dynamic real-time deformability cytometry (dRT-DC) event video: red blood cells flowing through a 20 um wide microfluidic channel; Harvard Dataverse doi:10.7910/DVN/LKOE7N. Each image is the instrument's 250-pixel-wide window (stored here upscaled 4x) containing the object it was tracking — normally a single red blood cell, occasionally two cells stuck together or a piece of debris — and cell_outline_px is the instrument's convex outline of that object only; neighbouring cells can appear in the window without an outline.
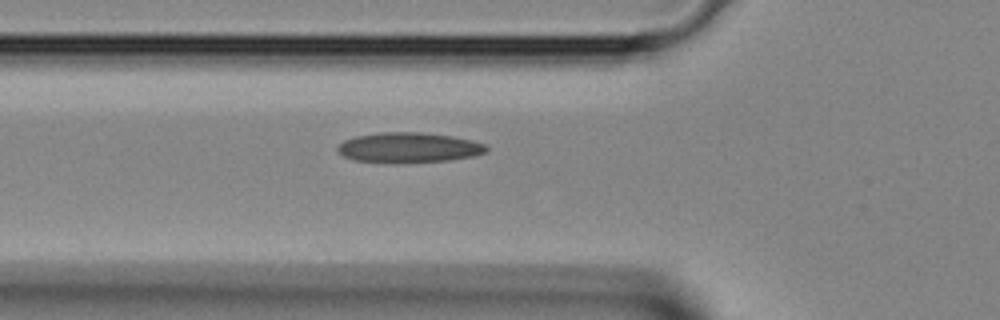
{"species": "Egyptian fruit bat (a non-hibernating species)", "species_latin": "Rousettus aegyptiacus", "temperature_condition": "room temperature", "stored_images_in_passage": 3, "camera_frame_rate_fps": 3000, "um_per_image_px": 0.085, "animal": {"sex": "female"}, "frame": {"image": 1, "passage_image": 3, "time_ms": 0.667, "image_size_px": [1000, 320], "cell_outline_px": [[488, 152], [472, 156], [448, 160], [408, 164], [388, 164], [356, 160], [344, 156], [336, 148], [344, 140], [356, 136], [380, 132], [424, 132], [452, 136], [472, 140], [484, 144], [488, 148]], "centroid_in_image_um": [34.75, 12.56], "position_along_channel_um": 91.1, "area_um2": 26.59}}